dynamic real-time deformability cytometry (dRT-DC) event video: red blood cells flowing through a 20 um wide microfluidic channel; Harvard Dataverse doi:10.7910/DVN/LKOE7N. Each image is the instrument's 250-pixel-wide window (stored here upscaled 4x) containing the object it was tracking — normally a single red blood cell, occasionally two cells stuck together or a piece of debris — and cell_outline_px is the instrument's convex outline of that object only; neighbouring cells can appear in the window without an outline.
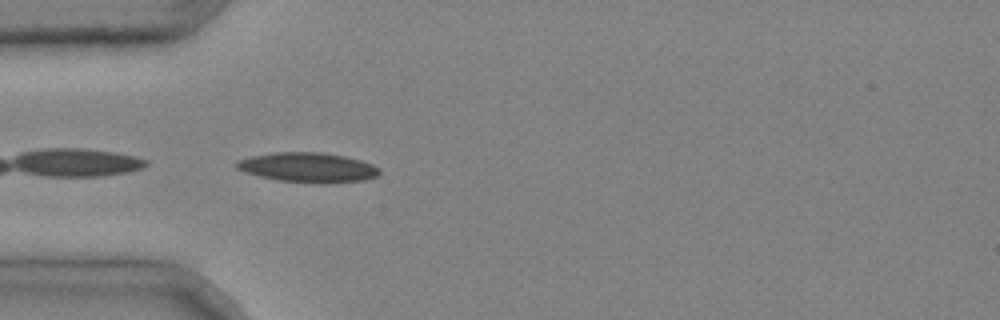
{"species": "common noctule bat (a hibernating species)", "species_latin": "Nyctalus noctula", "temperature_condition": "cold", "stored_images_in_passage": 4, "camera_frame_rate_fps": 3000, "um_per_image_px": 0.085, "animal": {"sex": "male", "body_mass_g": 20.4}, "frame": {"image": 1, "passage_image": 4, "time_ms": 1.0, "image_size_px": [1000, 320], "cell_outline_px": [[380, 172], [376, 176], [364, 180], [320, 184], [280, 180], [260, 176], [244, 172], [236, 168], [236, 160], [252, 156], [276, 152], [320, 152], [344, 156], [360, 160], [372, 164], [380, 168]], "centroid_in_image_um": [26.18, 14.23], "position_along_channel_um": 58.8, "area_um2": 24.68}}